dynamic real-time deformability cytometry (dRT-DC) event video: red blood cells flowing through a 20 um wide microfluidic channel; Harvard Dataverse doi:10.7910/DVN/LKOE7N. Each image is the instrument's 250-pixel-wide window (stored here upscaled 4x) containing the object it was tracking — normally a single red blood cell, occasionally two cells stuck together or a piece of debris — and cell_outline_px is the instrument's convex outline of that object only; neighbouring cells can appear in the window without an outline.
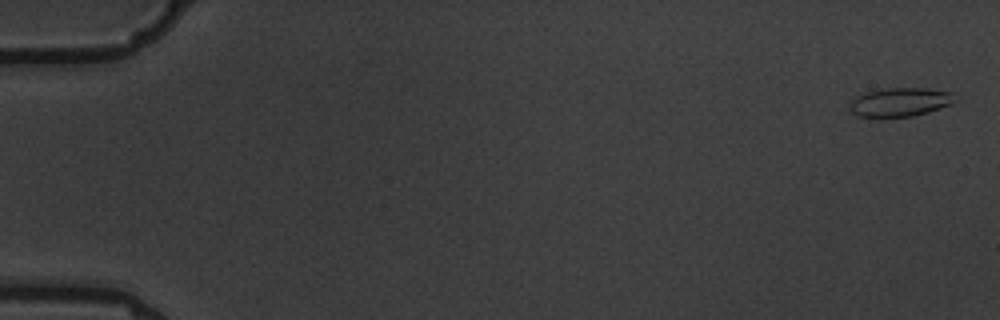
{"species": "common noctule bat (a hibernating species)", "species_latin": "Nyctalus noctula", "temperature_condition": "warm", "stored_images_in_passage": 7, "camera_frame_rate_fps": 3000, "um_per_image_px": 0.085, "animal": {"sex": "male", "body_mass_g": 19.5, "forearm_length_mm": 54.6}, "frame": {"image": 1, "passage_image": 1, "time_ms": 0.0, "image_size_px": [1000, 320], "cell_outline_px": [[960, 100], [952, 104], [928, 112], [912, 116], [880, 120], [856, 116], [848, 112], [848, 100], [856, 96], [868, 92], [884, 88], [928, 88], [952, 92]], "centroid_in_image_um": [76.44, 8.72], "position_along_channel_um": 8.6, "area_um2": 18.79}}
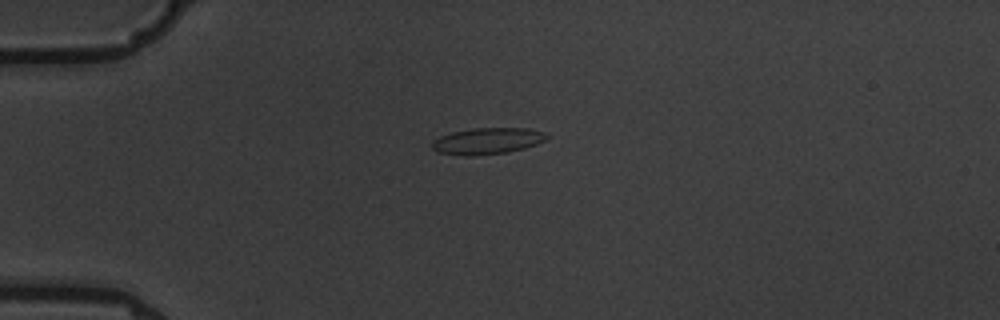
{"frame": {"image": 2, "passage_image": 5, "time_ms": 4.667, "image_size_px": [1000, 320], "cell_outline_px": [[552, 136], [536, 144], [524, 148], [508, 152], [472, 156], [464, 156], [436, 152], [432, 148], [432, 140], [440, 136], [452, 132], [472, 128], [528, 128], [544, 132]], "centroid_in_image_um": [41.41, 11.98], "position_along_channel_um": 43.6, "area_um2": 17.8}}
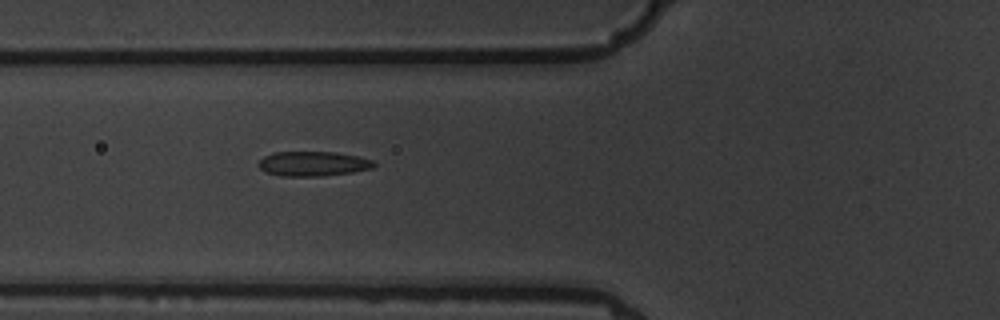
{"frame": {"image": 3, "passage_image": 7, "time_ms": 7.0, "image_size_px": [1000, 320], "cell_outline_px": [[376, 164], [372, 168], [352, 172], [320, 176], [280, 176], [264, 172], [256, 164], [264, 156], [272, 152], [336, 152], [356, 156], [372, 160]], "centroid_in_image_um": [26.55, 13.92], "position_along_channel_um": 99.3, "area_um2": 16.65}}